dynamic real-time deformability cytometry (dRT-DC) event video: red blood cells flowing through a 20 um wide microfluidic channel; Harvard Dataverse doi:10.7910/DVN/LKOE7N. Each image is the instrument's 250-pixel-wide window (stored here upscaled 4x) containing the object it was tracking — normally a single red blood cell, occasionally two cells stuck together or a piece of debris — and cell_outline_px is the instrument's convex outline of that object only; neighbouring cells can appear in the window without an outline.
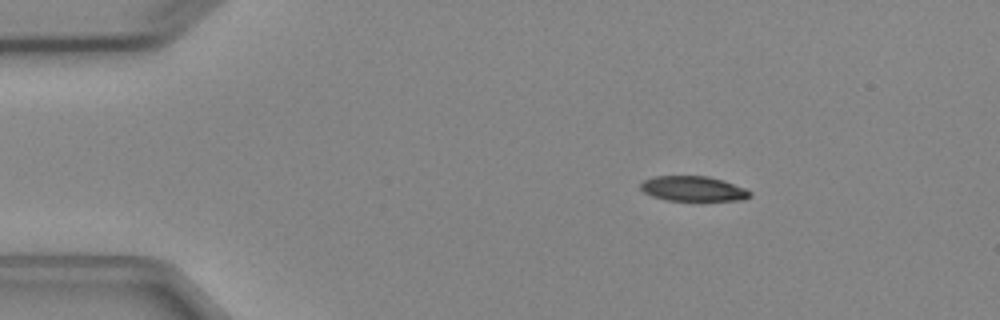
{"species": "Egyptian fruit bat (a non-hibernating species)", "species_latin": "Rousettus aegyptiacus", "temperature_condition": "cold", "stored_images_in_passage": 4, "camera_frame_rate_fps": 3000, "um_per_image_px": 0.085, "animal": {"sex": "female"}, "frame": {"image": 1, "passage_image": 2, "time_ms": 1.333, "image_size_px": [1000, 320], "cell_outline_px": [[752, 196], [744, 200], [668, 200], [652, 196], [644, 192], [640, 188], [640, 184], [644, 180], [656, 176], [708, 176], [724, 180], [744, 188], [752, 192]], "centroid_in_image_um": [58.94, 16.03], "position_along_channel_um": 26.1, "area_um2": 15.9}}
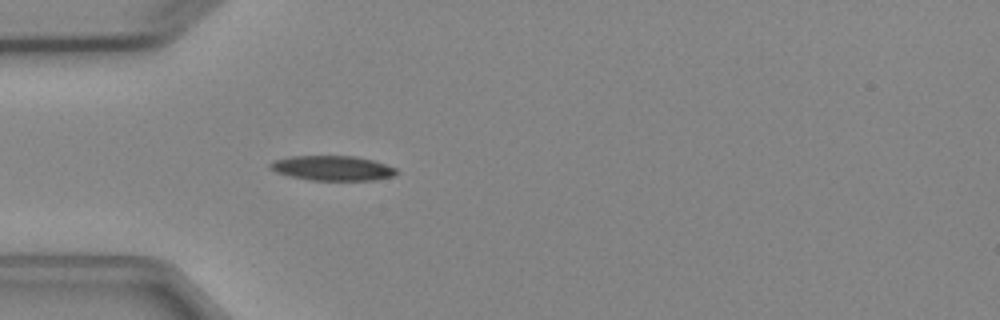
{"frame": {"image": 2, "passage_image": 4, "time_ms": 3.667, "image_size_px": [1000, 320], "cell_outline_px": [[400, 172], [392, 176], [376, 180], [312, 180], [292, 176], [276, 172], [268, 168], [268, 164], [272, 160], [292, 156], [356, 156], [372, 160], [396, 168]], "centroid_in_image_um": [28.25, 14.28], "position_along_channel_um": 56.8, "area_um2": 18.26}}